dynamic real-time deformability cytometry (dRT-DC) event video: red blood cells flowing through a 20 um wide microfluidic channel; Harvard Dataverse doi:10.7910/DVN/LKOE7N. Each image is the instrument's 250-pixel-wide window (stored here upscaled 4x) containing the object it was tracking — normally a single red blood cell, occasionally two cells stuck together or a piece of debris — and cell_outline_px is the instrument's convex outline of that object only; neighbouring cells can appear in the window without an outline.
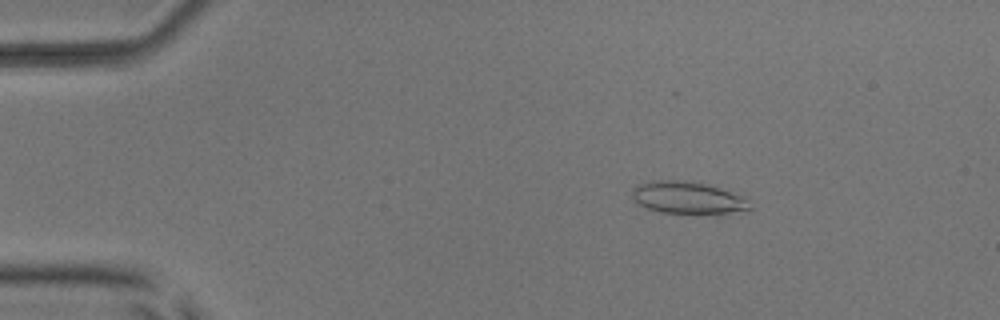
{"species": "common noctule bat (a hibernating species)", "species_latin": "Nyctalus noctula", "temperature_condition": "room temperature", "stored_images_in_passage": 53, "camera_frame_rate_fps": 3000, "um_per_image_px": 0.085, "animal": {"sex": "male", "body_mass_g": 17.9, "forearm_length_mm": 54.2}, "frame": {"image": 1, "passage_image": 9, "time_ms": 2.667, "image_size_px": [1000, 320], "cell_outline_px": [[752, 208], [720, 216], [660, 212], [636, 204], [632, 200], [632, 188], [636, 184], [652, 180], [684, 180], [704, 184], [740, 196]], "centroid_in_image_um": [58.37, 16.85], "position_along_channel_um": 26.6, "area_um2": 22.43}}
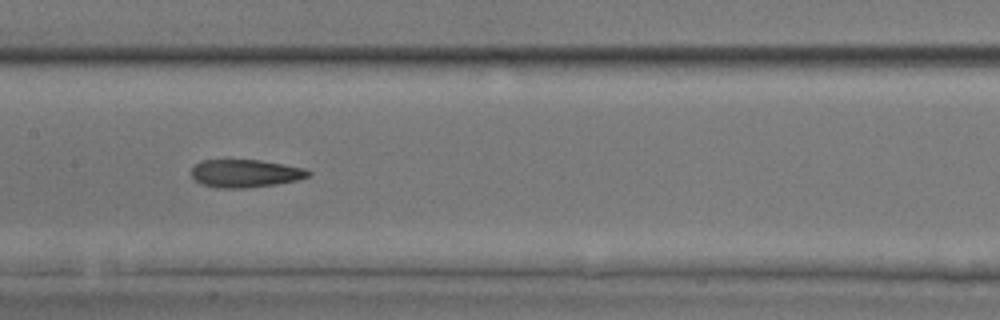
{"frame": {"image": 2, "passage_image": 27, "time_ms": 8.667, "image_size_px": [1000, 320], "cell_outline_px": [[312, 172], [308, 176], [296, 180], [276, 184], [244, 188], [216, 188], [200, 184], [192, 176], [192, 168], [200, 160], [260, 160], [284, 164], [304, 168]], "centroid_in_image_um": [20.83, 14.74], "position_along_channel_um": 186.6, "area_um2": 18.96}}
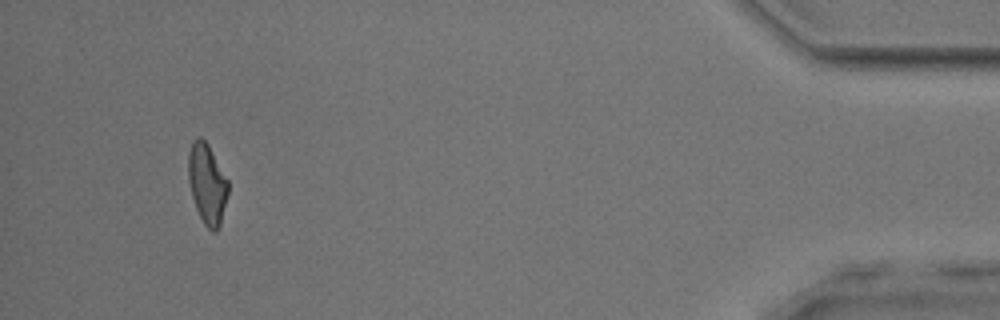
{"frame": {"image": 3, "passage_image": 50, "time_ms": 16.333, "image_size_px": [1000, 320], "cell_outline_px": [[228, 192], [220, 224], [216, 232], [212, 232], [204, 224], [196, 208], [192, 196], [188, 180], [188, 152], [192, 140], [196, 136], [200, 136], [208, 144], [228, 180]], "centroid_in_image_um": [17.59, 15.59], "position_along_channel_um": 417.6, "area_um2": 18.61}, "authors_computed_cell_mechanics": {"area_um2": 19.8832, "velocity_mm_per_s": 3.9139, "shape_relaxation_time_tau1_ms": 10.358, "shape_relaxation_time_tau2_ms": 3.8849, "deformation_change_tau1": 0.2196, "deformation_change_tau2": 0.1413}}